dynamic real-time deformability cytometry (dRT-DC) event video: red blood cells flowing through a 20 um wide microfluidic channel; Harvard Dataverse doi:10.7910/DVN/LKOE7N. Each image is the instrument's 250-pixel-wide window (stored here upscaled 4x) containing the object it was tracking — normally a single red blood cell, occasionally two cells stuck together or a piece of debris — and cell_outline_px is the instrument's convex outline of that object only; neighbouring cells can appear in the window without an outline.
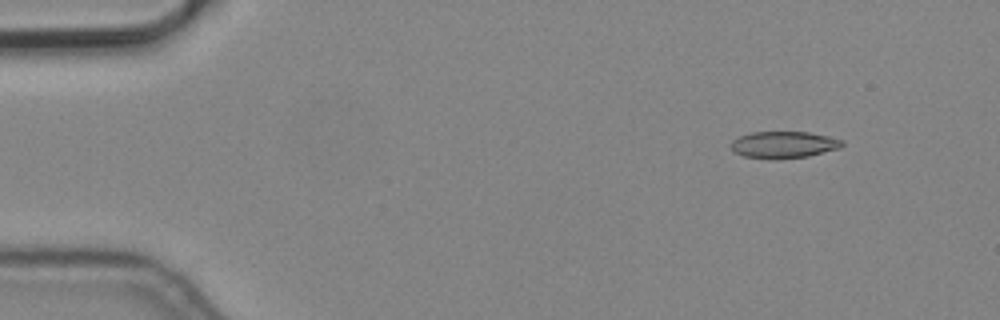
{"species": "common noctule bat (a hibernating species)", "species_latin": "Nyctalus noctula", "temperature_condition": "cold", "stored_images_in_passage": 5, "camera_frame_rate_fps": 3000, "um_per_image_px": 0.085, "animal": {"sex": "male", "body_mass_g": 19.2, "forearm_length_mm": 51.8}, "frame": {"image": 1, "passage_image": 2, "time_ms": 0.333, "image_size_px": [1000, 320], "cell_outline_px": [[844, 144], [840, 148], [808, 156], [772, 160], [744, 156], [736, 152], [732, 148], [732, 140], [740, 136], [752, 132], [808, 132], [828, 136], [844, 140]], "centroid_in_image_um": [66.64, 12.3], "position_along_channel_um": 18.4, "area_um2": 17.34}}
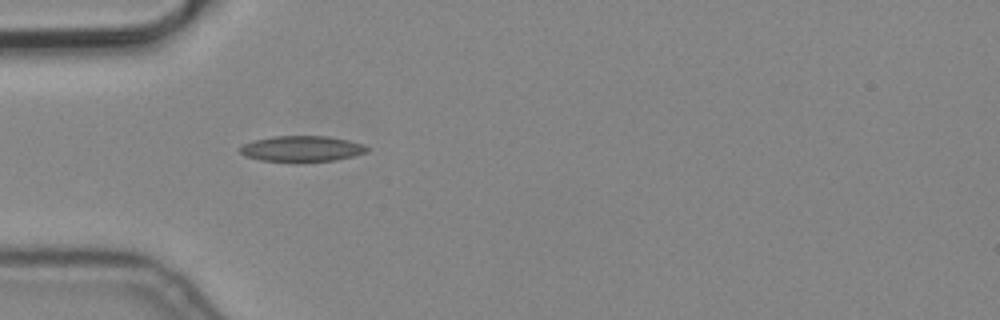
{"frame": {"image": 2, "passage_image": 5, "time_ms": 1.333, "image_size_px": [1000, 320], "cell_outline_px": [[368, 152], [336, 160], [260, 160], [244, 156], [240, 152], [240, 148], [244, 144], [252, 140], [272, 136], [328, 136], [348, 140], [364, 144], [368, 148]], "centroid_in_image_um": [25.65, 12.61], "position_along_channel_um": 59.3, "area_um2": 18.67}}